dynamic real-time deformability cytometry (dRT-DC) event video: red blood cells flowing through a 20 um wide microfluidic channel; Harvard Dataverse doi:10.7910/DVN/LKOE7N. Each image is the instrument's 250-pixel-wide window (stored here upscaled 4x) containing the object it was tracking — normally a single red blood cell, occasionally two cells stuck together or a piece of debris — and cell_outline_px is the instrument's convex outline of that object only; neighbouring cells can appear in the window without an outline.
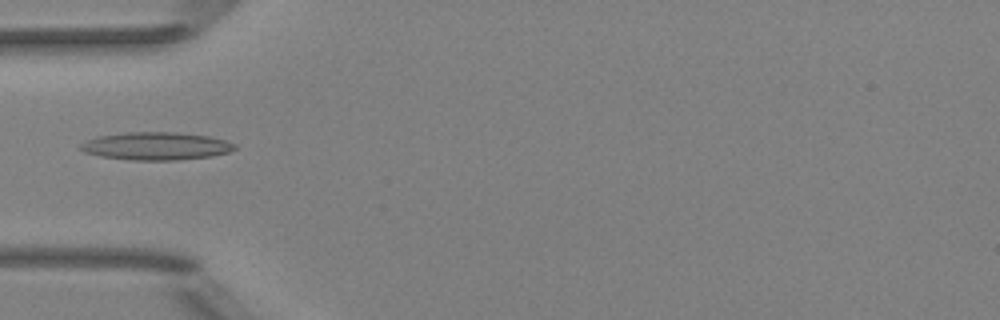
{"species": "Egyptian fruit bat (a non-hibernating species)", "species_latin": "Rousettus aegyptiacus", "temperature_condition": "room temperature", "stored_images_in_passage": 3, "camera_frame_rate_fps": 3000, "um_per_image_px": 0.085, "animal": {"sex": "female"}, "frame": {"image": 1, "passage_image": 2, "time_ms": 2.0, "image_size_px": [1000, 320], "cell_outline_px": [[236, 148], [228, 152], [212, 156], [176, 160], [132, 160], [100, 156], [84, 152], [80, 148], [80, 144], [84, 140], [100, 136], [124, 132], [176, 132], [208, 136], [224, 140], [236, 144]], "centroid_in_image_um": [13.25, 12.41], "position_along_channel_um": 71.8, "area_um2": 24.97}}
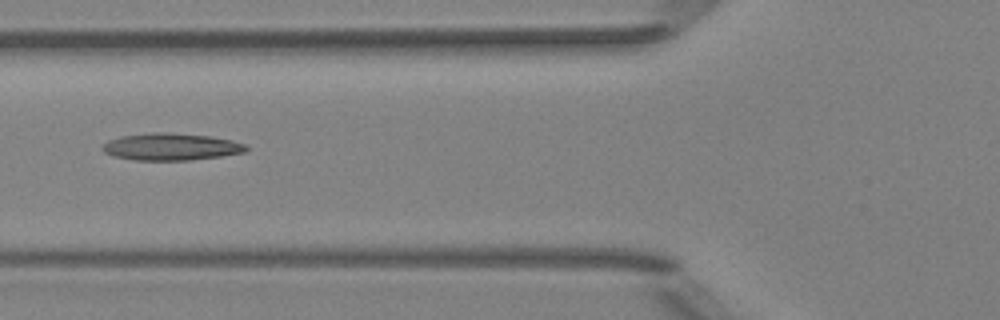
{"frame": {"image": 2, "passage_image": 3, "time_ms": 3.0, "image_size_px": [1000, 320], "cell_outline_px": [[248, 148], [244, 152], [220, 156], [188, 160], [136, 160], [112, 156], [104, 152], [100, 148], [108, 140], [120, 136], [148, 132], [168, 132], [212, 136], [232, 140], [244, 144]], "centroid_in_image_um": [14.49, 12.46], "position_along_channel_um": 111.3, "area_um2": 22.77}}